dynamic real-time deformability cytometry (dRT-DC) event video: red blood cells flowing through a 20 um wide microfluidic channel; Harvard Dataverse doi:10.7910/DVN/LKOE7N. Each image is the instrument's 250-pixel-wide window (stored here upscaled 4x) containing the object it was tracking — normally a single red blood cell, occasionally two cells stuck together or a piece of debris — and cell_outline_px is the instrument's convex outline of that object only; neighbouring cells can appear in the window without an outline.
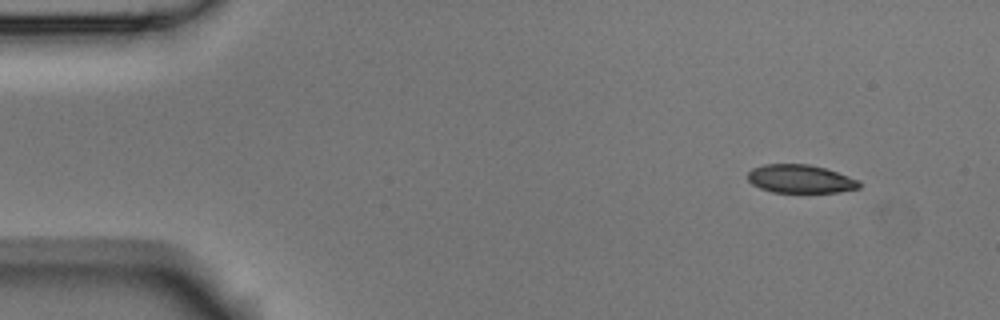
{"species": "Egyptian fruit bat (a non-hibernating species)", "species_latin": "Rousettus aegyptiacus", "temperature_condition": "room temperature", "stored_images_in_passage": 4, "camera_frame_rate_fps": 3000, "um_per_image_px": 0.085, "animal": {"sex": "male"}, "frame": {"image": 1, "passage_image": 1, "time_ms": 0.0, "image_size_px": [1000, 320], "cell_outline_px": [[860, 188], [836, 192], [772, 192], [760, 188], [752, 184], [748, 180], [748, 172], [752, 168], [764, 164], [808, 164], [824, 168], [860, 180]], "centroid_in_image_um": [68.01, 15.2], "position_along_channel_um": 17.0, "area_um2": 18.32}}
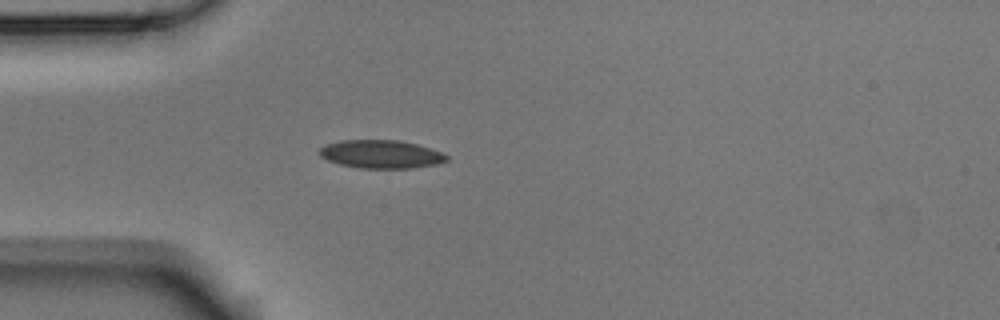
{"frame": {"image": 2, "passage_image": 4, "time_ms": 1.0, "image_size_px": [1000, 320], "cell_outline_px": [[448, 160], [436, 164], [412, 168], [360, 168], [340, 164], [328, 160], [320, 156], [320, 148], [328, 144], [344, 140], [400, 140], [416, 144], [440, 152], [448, 156]], "centroid_in_image_um": [32.39, 13.11], "position_along_channel_um": 52.6, "area_um2": 20.63}}